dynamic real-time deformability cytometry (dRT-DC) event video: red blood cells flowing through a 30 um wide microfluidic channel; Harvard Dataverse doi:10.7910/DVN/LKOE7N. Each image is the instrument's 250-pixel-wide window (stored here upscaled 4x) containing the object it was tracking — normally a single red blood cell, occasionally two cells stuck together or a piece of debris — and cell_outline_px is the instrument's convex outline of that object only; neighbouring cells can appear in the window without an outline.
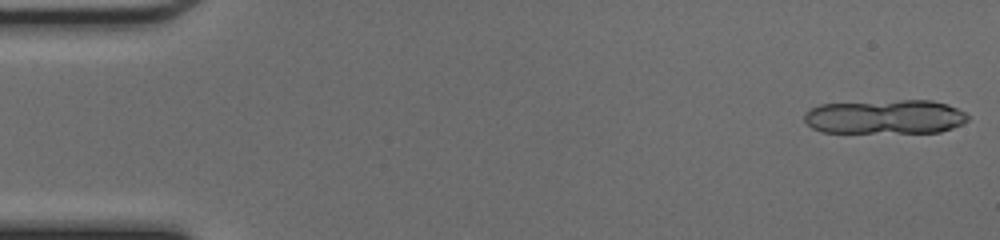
{"species": "common noctule bat (a hibernating species)", "species_latin": "Nyctalus noctula", "temperature_condition": "cold", "stored_images_in_passage": 10, "camera_frame_rate_fps": 3000, "um_per_image_px": 0.085, "animal": {"sex": "female", "body_mass_g": 17.0, "forearm_length_mm": 48.0}, "frame": {"image": 1, "passage_image": 1, "time_ms": 0.0, "image_size_px": [1000, 240], "cell_outline_px": [[968, 120], [952, 128], [940, 132], [820, 132], [812, 128], [804, 120], [804, 112], [808, 108], [820, 104], [900, 100], [932, 100], [948, 104], [964, 112], [968, 116]], "centroid_in_image_um": [75.2, 9.92], "position_along_channel_um": 9.8, "area_um2": 32.71}}